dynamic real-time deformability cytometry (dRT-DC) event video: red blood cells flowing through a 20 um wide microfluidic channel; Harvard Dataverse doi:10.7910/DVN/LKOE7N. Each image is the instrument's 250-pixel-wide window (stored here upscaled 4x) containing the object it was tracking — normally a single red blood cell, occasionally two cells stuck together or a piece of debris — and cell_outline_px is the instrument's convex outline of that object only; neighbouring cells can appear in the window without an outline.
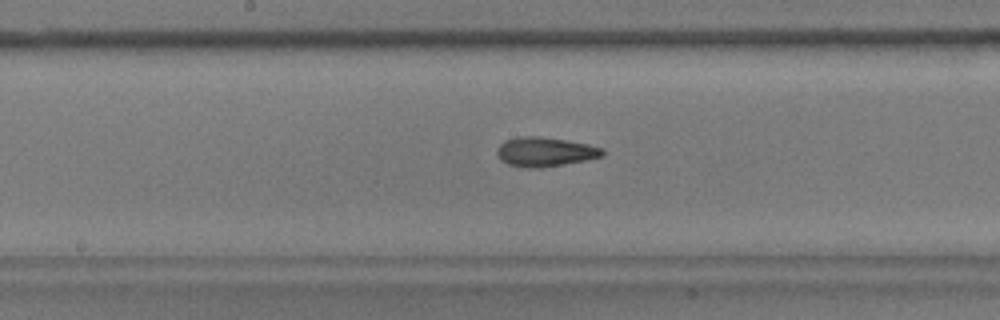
{"species": "common noctule bat (a hibernating species)", "species_latin": "Nyctalus noctula", "temperature_condition": "warm", "stored_images_in_passage": 35, "camera_frame_rate_fps": 3000, "um_per_image_px": 0.085, "animal": {"sex": "male", "body_mass_g": 17.9}, "frame": {"image": 1, "passage_image": 19, "time_ms": 6.0, "image_size_px": [1000, 320], "cell_outline_px": [[604, 156], [564, 164], [540, 168], [532, 168], [508, 164], [500, 160], [496, 152], [500, 144], [504, 140], [524, 136], [536, 136], [564, 140], [588, 144], [604, 148]], "centroid_in_image_um": [46.33, 12.9], "position_along_channel_um": 201.9, "area_um2": 17.86}}
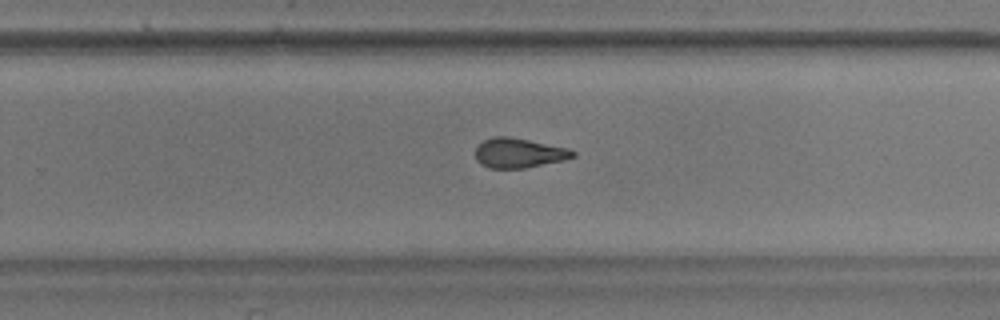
{"frame": {"image": 2, "passage_image": 26, "time_ms": 8.333, "image_size_px": [1000, 320], "cell_outline_px": [[576, 156], [564, 160], [524, 168], [492, 168], [480, 164], [476, 160], [476, 148], [484, 140], [492, 136], [508, 136], [568, 148], [576, 152]], "centroid_in_image_um": [44.1, 13.0], "position_along_channel_um": 285.7, "area_um2": 16.76}}
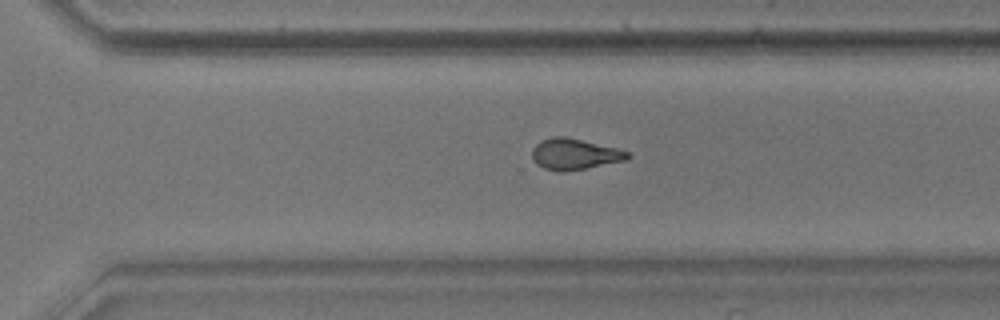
{"frame": {"image": 3, "passage_image": 29, "time_ms": 9.333, "image_size_px": [1000, 320], "cell_outline_px": [[632, 156], [624, 160], [564, 172], [560, 172], [544, 168], [536, 164], [532, 160], [532, 148], [536, 144], [552, 136], [564, 136], [616, 148], [628, 152]], "centroid_in_image_um": [48.78, 13.1], "position_along_channel_um": 321.8, "area_um2": 16.99}}